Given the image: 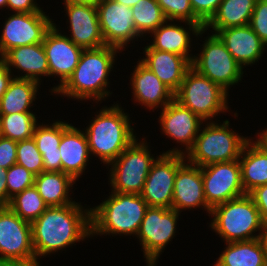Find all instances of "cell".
Instances as JSON below:
<instances>
[{
	"label": "cell",
	"instance_id": "obj_36",
	"mask_svg": "<svg viewBox=\"0 0 267 266\" xmlns=\"http://www.w3.org/2000/svg\"><path fill=\"white\" fill-rule=\"evenodd\" d=\"M168 21L203 24L194 14L190 0H156Z\"/></svg>",
	"mask_w": 267,
	"mask_h": 266
},
{
	"label": "cell",
	"instance_id": "obj_29",
	"mask_svg": "<svg viewBox=\"0 0 267 266\" xmlns=\"http://www.w3.org/2000/svg\"><path fill=\"white\" fill-rule=\"evenodd\" d=\"M50 125V126H49ZM62 138V121L52 124H37L33 132L39 152L42 154L45 172L62 171L59 145Z\"/></svg>",
	"mask_w": 267,
	"mask_h": 266
},
{
	"label": "cell",
	"instance_id": "obj_45",
	"mask_svg": "<svg viewBox=\"0 0 267 266\" xmlns=\"http://www.w3.org/2000/svg\"><path fill=\"white\" fill-rule=\"evenodd\" d=\"M0 266H34L32 263L20 259H0Z\"/></svg>",
	"mask_w": 267,
	"mask_h": 266
},
{
	"label": "cell",
	"instance_id": "obj_50",
	"mask_svg": "<svg viewBox=\"0 0 267 266\" xmlns=\"http://www.w3.org/2000/svg\"><path fill=\"white\" fill-rule=\"evenodd\" d=\"M3 7H7V0H0V9Z\"/></svg>",
	"mask_w": 267,
	"mask_h": 266
},
{
	"label": "cell",
	"instance_id": "obj_20",
	"mask_svg": "<svg viewBox=\"0 0 267 266\" xmlns=\"http://www.w3.org/2000/svg\"><path fill=\"white\" fill-rule=\"evenodd\" d=\"M212 30L219 36L227 50L243 68L258 62L267 46L249 24Z\"/></svg>",
	"mask_w": 267,
	"mask_h": 266
},
{
	"label": "cell",
	"instance_id": "obj_19",
	"mask_svg": "<svg viewBox=\"0 0 267 266\" xmlns=\"http://www.w3.org/2000/svg\"><path fill=\"white\" fill-rule=\"evenodd\" d=\"M200 206L210 214L211 207L204 196L201 167L185 161L177 169L172 208L180 213L182 210Z\"/></svg>",
	"mask_w": 267,
	"mask_h": 266
},
{
	"label": "cell",
	"instance_id": "obj_2",
	"mask_svg": "<svg viewBox=\"0 0 267 266\" xmlns=\"http://www.w3.org/2000/svg\"><path fill=\"white\" fill-rule=\"evenodd\" d=\"M119 51V48L109 45L84 49L72 76L54 94L78 101L93 99L96 103L106 99L112 94L107 89L108 77Z\"/></svg>",
	"mask_w": 267,
	"mask_h": 266
},
{
	"label": "cell",
	"instance_id": "obj_33",
	"mask_svg": "<svg viewBox=\"0 0 267 266\" xmlns=\"http://www.w3.org/2000/svg\"><path fill=\"white\" fill-rule=\"evenodd\" d=\"M131 9L137 33L141 37L152 33L167 21L156 0H139Z\"/></svg>",
	"mask_w": 267,
	"mask_h": 266
},
{
	"label": "cell",
	"instance_id": "obj_5",
	"mask_svg": "<svg viewBox=\"0 0 267 266\" xmlns=\"http://www.w3.org/2000/svg\"><path fill=\"white\" fill-rule=\"evenodd\" d=\"M209 215L214 217L209 226L225 243L260 238L263 222L249 194L214 206Z\"/></svg>",
	"mask_w": 267,
	"mask_h": 266
},
{
	"label": "cell",
	"instance_id": "obj_7",
	"mask_svg": "<svg viewBox=\"0 0 267 266\" xmlns=\"http://www.w3.org/2000/svg\"><path fill=\"white\" fill-rule=\"evenodd\" d=\"M228 95L220 85L190 67L174 99L206 122L229 109Z\"/></svg>",
	"mask_w": 267,
	"mask_h": 266
},
{
	"label": "cell",
	"instance_id": "obj_41",
	"mask_svg": "<svg viewBox=\"0 0 267 266\" xmlns=\"http://www.w3.org/2000/svg\"><path fill=\"white\" fill-rule=\"evenodd\" d=\"M249 195L260 212L262 222H267V184L256 187Z\"/></svg>",
	"mask_w": 267,
	"mask_h": 266
},
{
	"label": "cell",
	"instance_id": "obj_34",
	"mask_svg": "<svg viewBox=\"0 0 267 266\" xmlns=\"http://www.w3.org/2000/svg\"><path fill=\"white\" fill-rule=\"evenodd\" d=\"M8 207L21 219L30 223L48 208L34 185L12 197Z\"/></svg>",
	"mask_w": 267,
	"mask_h": 266
},
{
	"label": "cell",
	"instance_id": "obj_9",
	"mask_svg": "<svg viewBox=\"0 0 267 266\" xmlns=\"http://www.w3.org/2000/svg\"><path fill=\"white\" fill-rule=\"evenodd\" d=\"M203 42L199 57L194 55L191 67L229 93L230 86L241 81L244 68L230 54L217 34L208 35Z\"/></svg>",
	"mask_w": 267,
	"mask_h": 266
},
{
	"label": "cell",
	"instance_id": "obj_44",
	"mask_svg": "<svg viewBox=\"0 0 267 266\" xmlns=\"http://www.w3.org/2000/svg\"><path fill=\"white\" fill-rule=\"evenodd\" d=\"M6 174L7 169L0 167V203L3 206H8L11 200L8 197Z\"/></svg>",
	"mask_w": 267,
	"mask_h": 266
},
{
	"label": "cell",
	"instance_id": "obj_47",
	"mask_svg": "<svg viewBox=\"0 0 267 266\" xmlns=\"http://www.w3.org/2000/svg\"><path fill=\"white\" fill-rule=\"evenodd\" d=\"M260 240L267 251V222H264L262 225Z\"/></svg>",
	"mask_w": 267,
	"mask_h": 266
},
{
	"label": "cell",
	"instance_id": "obj_38",
	"mask_svg": "<svg viewBox=\"0 0 267 266\" xmlns=\"http://www.w3.org/2000/svg\"><path fill=\"white\" fill-rule=\"evenodd\" d=\"M249 25L267 45V0H256Z\"/></svg>",
	"mask_w": 267,
	"mask_h": 266
},
{
	"label": "cell",
	"instance_id": "obj_43",
	"mask_svg": "<svg viewBox=\"0 0 267 266\" xmlns=\"http://www.w3.org/2000/svg\"><path fill=\"white\" fill-rule=\"evenodd\" d=\"M12 72L8 69L6 63L0 58V99L7 90L10 82L13 80Z\"/></svg>",
	"mask_w": 267,
	"mask_h": 266
},
{
	"label": "cell",
	"instance_id": "obj_12",
	"mask_svg": "<svg viewBox=\"0 0 267 266\" xmlns=\"http://www.w3.org/2000/svg\"><path fill=\"white\" fill-rule=\"evenodd\" d=\"M6 19L0 37V58L13 48L42 43L54 22L43 11L15 12Z\"/></svg>",
	"mask_w": 267,
	"mask_h": 266
},
{
	"label": "cell",
	"instance_id": "obj_32",
	"mask_svg": "<svg viewBox=\"0 0 267 266\" xmlns=\"http://www.w3.org/2000/svg\"><path fill=\"white\" fill-rule=\"evenodd\" d=\"M37 118L33 112L0 114V136L17 142L31 139Z\"/></svg>",
	"mask_w": 267,
	"mask_h": 266
},
{
	"label": "cell",
	"instance_id": "obj_24",
	"mask_svg": "<svg viewBox=\"0 0 267 266\" xmlns=\"http://www.w3.org/2000/svg\"><path fill=\"white\" fill-rule=\"evenodd\" d=\"M143 50L145 58L140 61L175 94L191 63L184 56L152 49L149 45Z\"/></svg>",
	"mask_w": 267,
	"mask_h": 266
},
{
	"label": "cell",
	"instance_id": "obj_14",
	"mask_svg": "<svg viewBox=\"0 0 267 266\" xmlns=\"http://www.w3.org/2000/svg\"><path fill=\"white\" fill-rule=\"evenodd\" d=\"M201 174L205 200L211 208L245 195L239 159L202 166Z\"/></svg>",
	"mask_w": 267,
	"mask_h": 266
},
{
	"label": "cell",
	"instance_id": "obj_13",
	"mask_svg": "<svg viewBox=\"0 0 267 266\" xmlns=\"http://www.w3.org/2000/svg\"><path fill=\"white\" fill-rule=\"evenodd\" d=\"M0 259H20L41 266L32 244L31 223L21 219L8 206L0 209Z\"/></svg>",
	"mask_w": 267,
	"mask_h": 266
},
{
	"label": "cell",
	"instance_id": "obj_40",
	"mask_svg": "<svg viewBox=\"0 0 267 266\" xmlns=\"http://www.w3.org/2000/svg\"><path fill=\"white\" fill-rule=\"evenodd\" d=\"M17 141L0 136V167L9 169L16 163Z\"/></svg>",
	"mask_w": 267,
	"mask_h": 266
},
{
	"label": "cell",
	"instance_id": "obj_17",
	"mask_svg": "<svg viewBox=\"0 0 267 266\" xmlns=\"http://www.w3.org/2000/svg\"><path fill=\"white\" fill-rule=\"evenodd\" d=\"M59 31L57 25L53 23L42 42L48 61L50 77L57 76L60 78V84L51 89L52 93L61 88L72 76L84 50L75 45L66 34L64 35Z\"/></svg>",
	"mask_w": 267,
	"mask_h": 266
},
{
	"label": "cell",
	"instance_id": "obj_22",
	"mask_svg": "<svg viewBox=\"0 0 267 266\" xmlns=\"http://www.w3.org/2000/svg\"><path fill=\"white\" fill-rule=\"evenodd\" d=\"M137 62L130 78L135 103L149 110L163 109L174 99V93L140 60Z\"/></svg>",
	"mask_w": 267,
	"mask_h": 266
},
{
	"label": "cell",
	"instance_id": "obj_11",
	"mask_svg": "<svg viewBox=\"0 0 267 266\" xmlns=\"http://www.w3.org/2000/svg\"><path fill=\"white\" fill-rule=\"evenodd\" d=\"M186 161L180 154H160L153 162L141 197L149 207L172 208L177 169Z\"/></svg>",
	"mask_w": 267,
	"mask_h": 266
},
{
	"label": "cell",
	"instance_id": "obj_39",
	"mask_svg": "<svg viewBox=\"0 0 267 266\" xmlns=\"http://www.w3.org/2000/svg\"><path fill=\"white\" fill-rule=\"evenodd\" d=\"M195 16L206 25L216 11L222 0H190Z\"/></svg>",
	"mask_w": 267,
	"mask_h": 266
},
{
	"label": "cell",
	"instance_id": "obj_28",
	"mask_svg": "<svg viewBox=\"0 0 267 266\" xmlns=\"http://www.w3.org/2000/svg\"><path fill=\"white\" fill-rule=\"evenodd\" d=\"M217 266H267V251L260 238L226 243Z\"/></svg>",
	"mask_w": 267,
	"mask_h": 266
},
{
	"label": "cell",
	"instance_id": "obj_6",
	"mask_svg": "<svg viewBox=\"0 0 267 266\" xmlns=\"http://www.w3.org/2000/svg\"><path fill=\"white\" fill-rule=\"evenodd\" d=\"M230 121L222 124L207 122L196 137L194 146L185 155L186 161L199 167L238 160L245 144L251 139L230 130Z\"/></svg>",
	"mask_w": 267,
	"mask_h": 266
},
{
	"label": "cell",
	"instance_id": "obj_27",
	"mask_svg": "<svg viewBox=\"0 0 267 266\" xmlns=\"http://www.w3.org/2000/svg\"><path fill=\"white\" fill-rule=\"evenodd\" d=\"M75 180L62 171L45 172L35 176L34 186L48 207H61L76 203L69 192Z\"/></svg>",
	"mask_w": 267,
	"mask_h": 266
},
{
	"label": "cell",
	"instance_id": "obj_23",
	"mask_svg": "<svg viewBox=\"0 0 267 266\" xmlns=\"http://www.w3.org/2000/svg\"><path fill=\"white\" fill-rule=\"evenodd\" d=\"M186 23L189 28L180 26L181 24H168V20L160 25L151 34L153 35V42L148 44L152 49L164 52H171L177 55L184 56L190 63H192L194 56L189 54L191 51V33L198 37L206 32L204 24H196L188 21H178ZM190 30V31H189ZM192 31V32H191ZM191 32V33H190Z\"/></svg>",
	"mask_w": 267,
	"mask_h": 266
},
{
	"label": "cell",
	"instance_id": "obj_30",
	"mask_svg": "<svg viewBox=\"0 0 267 266\" xmlns=\"http://www.w3.org/2000/svg\"><path fill=\"white\" fill-rule=\"evenodd\" d=\"M41 83L29 79L13 78L0 99V114L32 112Z\"/></svg>",
	"mask_w": 267,
	"mask_h": 266
},
{
	"label": "cell",
	"instance_id": "obj_18",
	"mask_svg": "<svg viewBox=\"0 0 267 266\" xmlns=\"http://www.w3.org/2000/svg\"><path fill=\"white\" fill-rule=\"evenodd\" d=\"M69 19L70 36L67 37L83 49L105 46L96 4H65Z\"/></svg>",
	"mask_w": 267,
	"mask_h": 266
},
{
	"label": "cell",
	"instance_id": "obj_10",
	"mask_svg": "<svg viewBox=\"0 0 267 266\" xmlns=\"http://www.w3.org/2000/svg\"><path fill=\"white\" fill-rule=\"evenodd\" d=\"M180 213L173 208L148 207L137 238L147 266H155L162 250L174 238Z\"/></svg>",
	"mask_w": 267,
	"mask_h": 266
},
{
	"label": "cell",
	"instance_id": "obj_16",
	"mask_svg": "<svg viewBox=\"0 0 267 266\" xmlns=\"http://www.w3.org/2000/svg\"><path fill=\"white\" fill-rule=\"evenodd\" d=\"M96 7L105 45L122 51L129 42L141 37L137 33L130 7L114 0H99Z\"/></svg>",
	"mask_w": 267,
	"mask_h": 266
},
{
	"label": "cell",
	"instance_id": "obj_31",
	"mask_svg": "<svg viewBox=\"0 0 267 266\" xmlns=\"http://www.w3.org/2000/svg\"><path fill=\"white\" fill-rule=\"evenodd\" d=\"M256 0H222L212 19L204 26L207 31L245 26L250 23Z\"/></svg>",
	"mask_w": 267,
	"mask_h": 266
},
{
	"label": "cell",
	"instance_id": "obj_8",
	"mask_svg": "<svg viewBox=\"0 0 267 266\" xmlns=\"http://www.w3.org/2000/svg\"><path fill=\"white\" fill-rule=\"evenodd\" d=\"M145 138H136L113 162L109 182L113 192L140 194L153 162L156 160L149 151Z\"/></svg>",
	"mask_w": 267,
	"mask_h": 266
},
{
	"label": "cell",
	"instance_id": "obj_25",
	"mask_svg": "<svg viewBox=\"0 0 267 266\" xmlns=\"http://www.w3.org/2000/svg\"><path fill=\"white\" fill-rule=\"evenodd\" d=\"M1 59L10 71L14 70L13 68L23 71V75L21 73V76H14V78L29 79L40 83L41 76L50 77L48 61L42 43L13 48Z\"/></svg>",
	"mask_w": 267,
	"mask_h": 266
},
{
	"label": "cell",
	"instance_id": "obj_3",
	"mask_svg": "<svg viewBox=\"0 0 267 266\" xmlns=\"http://www.w3.org/2000/svg\"><path fill=\"white\" fill-rule=\"evenodd\" d=\"M119 105L102 107L84 130L90 154L99 157L106 165L113 162L137 137L129 114H125Z\"/></svg>",
	"mask_w": 267,
	"mask_h": 266
},
{
	"label": "cell",
	"instance_id": "obj_15",
	"mask_svg": "<svg viewBox=\"0 0 267 266\" xmlns=\"http://www.w3.org/2000/svg\"><path fill=\"white\" fill-rule=\"evenodd\" d=\"M160 113V130L163 134L176 143L186 146V150L176 147L163 152V154L187 155L194 146L199 130L202 128L201 125L205 121L175 99L168 103Z\"/></svg>",
	"mask_w": 267,
	"mask_h": 266
},
{
	"label": "cell",
	"instance_id": "obj_37",
	"mask_svg": "<svg viewBox=\"0 0 267 266\" xmlns=\"http://www.w3.org/2000/svg\"><path fill=\"white\" fill-rule=\"evenodd\" d=\"M35 176L22 165L15 163L7 169L6 181L8 197L11 199L15 195L21 193L26 188L34 185Z\"/></svg>",
	"mask_w": 267,
	"mask_h": 266
},
{
	"label": "cell",
	"instance_id": "obj_35",
	"mask_svg": "<svg viewBox=\"0 0 267 266\" xmlns=\"http://www.w3.org/2000/svg\"><path fill=\"white\" fill-rule=\"evenodd\" d=\"M16 163L22 165L34 175L44 171L42 154L33 138L17 142Z\"/></svg>",
	"mask_w": 267,
	"mask_h": 266
},
{
	"label": "cell",
	"instance_id": "obj_48",
	"mask_svg": "<svg viewBox=\"0 0 267 266\" xmlns=\"http://www.w3.org/2000/svg\"><path fill=\"white\" fill-rule=\"evenodd\" d=\"M99 0H64V4H97Z\"/></svg>",
	"mask_w": 267,
	"mask_h": 266
},
{
	"label": "cell",
	"instance_id": "obj_21",
	"mask_svg": "<svg viewBox=\"0 0 267 266\" xmlns=\"http://www.w3.org/2000/svg\"><path fill=\"white\" fill-rule=\"evenodd\" d=\"M58 148L62 172L78 180L85 172L91 156L85 132L68 122H62V138Z\"/></svg>",
	"mask_w": 267,
	"mask_h": 266
},
{
	"label": "cell",
	"instance_id": "obj_46",
	"mask_svg": "<svg viewBox=\"0 0 267 266\" xmlns=\"http://www.w3.org/2000/svg\"><path fill=\"white\" fill-rule=\"evenodd\" d=\"M256 136V141H258L264 148L267 149V128L262 130L260 133H256Z\"/></svg>",
	"mask_w": 267,
	"mask_h": 266
},
{
	"label": "cell",
	"instance_id": "obj_42",
	"mask_svg": "<svg viewBox=\"0 0 267 266\" xmlns=\"http://www.w3.org/2000/svg\"><path fill=\"white\" fill-rule=\"evenodd\" d=\"M36 0H7V9L20 13H32L43 11Z\"/></svg>",
	"mask_w": 267,
	"mask_h": 266
},
{
	"label": "cell",
	"instance_id": "obj_26",
	"mask_svg": "<svg viewBox=\"0 0 267 266\" xmlns=\"http://www.w3.org/2000/svg\"><path fill=\"white\" fill-rule=\"evenodd\" d=\"M241 181L245 194L267 184V149L250 139L239 157Z\"/></svg>",
	"mask_w": 267,
	"mask_h": 266
},
{
	"label": "cell",
	"instance_id": "obj_49",
	"mask_svg": "<svg viewBox=\"0 0 267 266\" xmlns=\"http://www.w3.org/2000/svg\"><path fill=\"white\" fill-rule=\"evenodd\" d=\"M115 2H118V3H121L123 5H126L127 7H132L134 6L135 4H137V2L139 0H114Z\"/></svg>",
	"mask_w": 267,
	"mask_h": 266
},
{
	"label": "cell",
	"instance_id": "obj_1",
	"mask_svg": "<svg viewBox=\"0 0 267 266\" xmlns=\"http://www.w3.org/2000/svg\"><path fill=\"white\" fill-rule=\"evenodd\" d=\"M36 261L91 237V208L81 203L48 207L31 223ZM39 257V258H38Z\"/></svg>",
	"mask_w": 267,
	"mask_h": 266
},
{
	"label": "cell",
	"instance_id": "obj_4",
	"mask_svg": "<svg viewBox=\"0 0 267 266\" xmlns=\"http://www.w3.org/2000/svg\"><path fill=\"white\" fill-rule=\"evenodd\" d=\"M148 204L140 194L111 191L100 205L91 208V237L94 235H136Z\"/></svg>",
	"mask_w": 267,
	"mask_h": 266
}]
</instances>
